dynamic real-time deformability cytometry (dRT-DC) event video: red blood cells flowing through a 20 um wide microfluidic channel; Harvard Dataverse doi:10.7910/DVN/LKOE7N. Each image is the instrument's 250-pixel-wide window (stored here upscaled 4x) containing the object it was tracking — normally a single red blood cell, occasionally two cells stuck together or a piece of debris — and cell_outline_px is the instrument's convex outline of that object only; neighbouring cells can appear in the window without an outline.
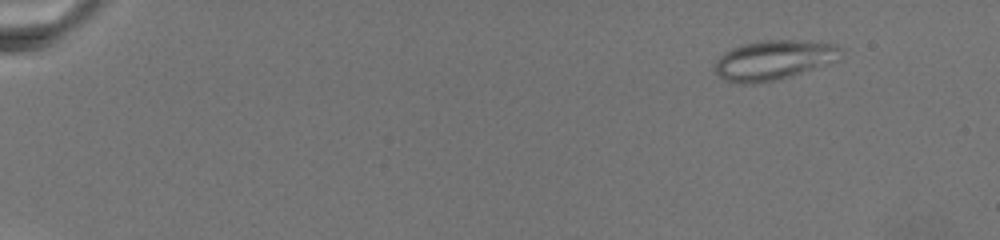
{"species": "common noctule bat (a hibernating species)", "species_latin": "Nyctalus noctula", "temperature_condition": "warm", "stored_images_in_passage": 27, "camera_frame_rate_fps": 3000, "um_per_image_px": 0.085, "animal": {"sex": "female", "body_mass_g": 19.5, "forearm_length_mm": 54.1}, "frame": {"image": 1, "passage_image": 4, "time_ms": 2.667, "image_size_px": [1000, 240], "cell_outline_px": [[844, 48], [840, 60], [780, 80], [756, 84], [740, 84], [724, 80], [712, 68], [716, 60], [724, 52], [732, 48], [744, 44], [760, 40], [796, 40], [836, 44]], "centroid_in_image_um": [65.79, 5.12], "position_along_channel_um": 19.2, "area_um2": 29.71}}
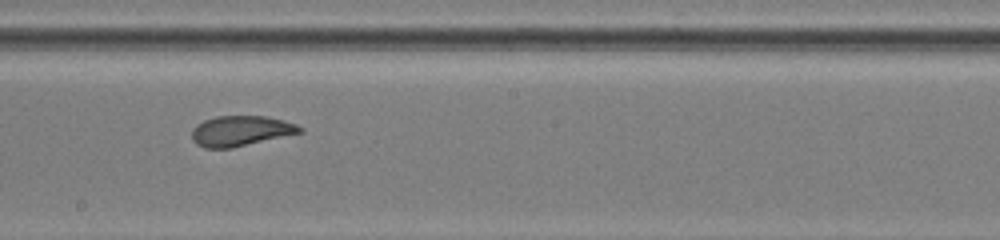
{"frame": {"image": 2, "passage_image": 17, "time_ms": 15.333, "image_size_px": [1000, 240], "cell_outline_px": [[304, 132], [232, 148], [204, 148], [196, 144], [192, 140], [192, 128], [196, 124], [204, 120], [216, 116], [264, 116], [284, 120], [296, 124], [304, 128]], "centroid_in_image_um": [20.46, 11.13], "position_along_channel_um": 227.7, "area_um2": 19.25}}
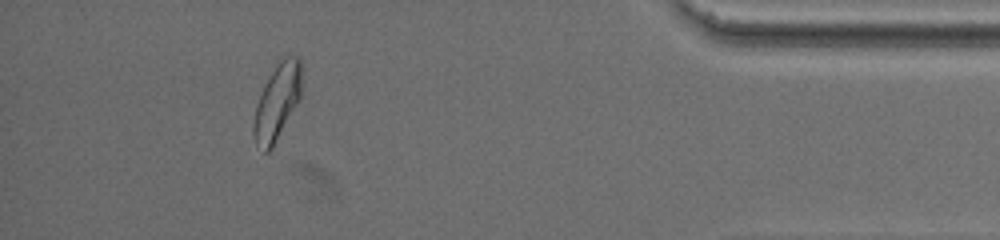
{"frame": {"image": 3, "passage_image": 25, "time_ms": 23.333, "image_size_px": [1000, 240], "cell_outline_px": [[300, 100], [272, 148], [268, 152], [264, 152], [256, 144], [252, 132], [252, 124], [256, 104], [264, 84], [268, 76], [276, 64], [284, 56], [300, 56]], "centroid_in_image_um": [23.53, 8.68], "position_along_channel_um": 411.7, "area_um2": 21.33}}